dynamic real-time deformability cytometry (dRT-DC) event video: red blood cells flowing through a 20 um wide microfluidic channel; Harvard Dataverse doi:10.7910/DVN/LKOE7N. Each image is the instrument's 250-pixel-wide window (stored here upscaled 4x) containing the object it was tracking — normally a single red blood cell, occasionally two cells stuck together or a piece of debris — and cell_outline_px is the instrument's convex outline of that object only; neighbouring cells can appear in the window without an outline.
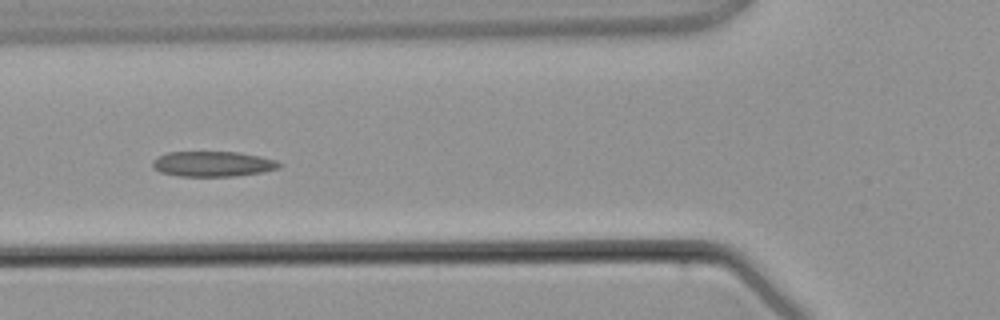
{"species": "common noctule bat (a hibernating species)", "species_latin": "Nyctalus noctula", "temperature_condition": "warm", "stored_images_in_passage": 4, "camera_frame_rate_fps": 3000, "um_per_image_px": 0.085, "animal": {"sex": "male", "body_mass_g": 21.5, "forearm_length_mm": 52.0}, "frame": {"image": 1, "passage_image": 4, "time_ms": 4.0, "image_size_px": [1000, 320], "cell_outline_px": [[280, 168], [260, 172], [236, 176], [180, 176], [160, 172], [152, 168], [152, 160], [168, 152], [240, 152], [260, 156], [276, 160], [280, 164]], "centroid_in_image_um": [18.07, 13.93], "position_along_channel_um": 107.7, "area_um2": 18.61}}